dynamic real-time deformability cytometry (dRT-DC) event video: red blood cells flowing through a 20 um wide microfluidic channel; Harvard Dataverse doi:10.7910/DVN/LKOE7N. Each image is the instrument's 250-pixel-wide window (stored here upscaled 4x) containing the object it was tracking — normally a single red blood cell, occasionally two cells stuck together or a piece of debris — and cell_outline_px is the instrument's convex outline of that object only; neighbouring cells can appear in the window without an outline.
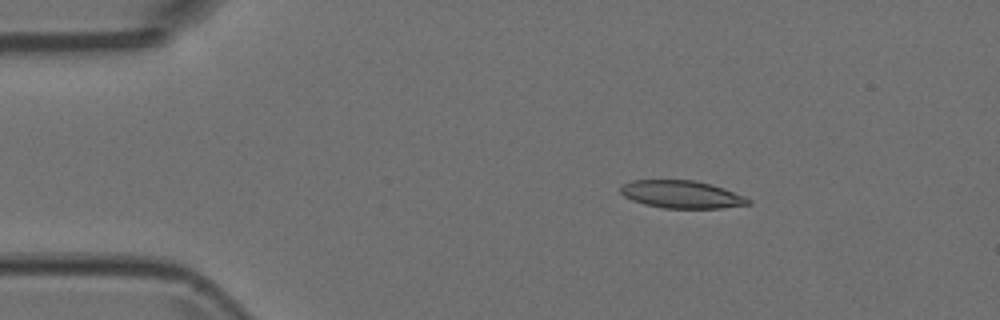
{"species": "Egyptian fruit bat (a non-hibernating species)", "species_latin": "Rousettus aegyptiacus", "temperature_condition": "room temperature", "stored_images_in_passage": 3, "camera_frame_rate_fps": 3000, "um_per_image_px": 0.085, "animal": {"sex": "female"}, "frame": {"image": 1, "passage_image": 1, "time_ms": 0.0, "image_size_px": [1000, 320], "cell_outline_px": [[752, 204], [720, 208], [664, 208], [644, 204], [632, 200], [624, 196], [620, 192], [620, 184], [632, 180], [696, 180], [712, 184], [724, 188], [744, 196], [752, 200]], "centroid_in_image_um": [57.94, 16.52], "position_along_channel_um": 27.1, "area_um2": 20.75}}
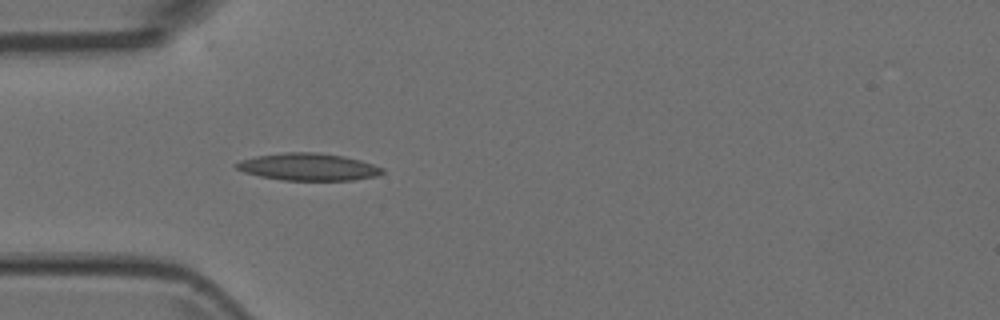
{"frame": {"image": 2, "passage_image": 3, "time_ms": 0.667, "image_size_px": [1000, 320], "cell_outline_px": [[384, 172], [376, 176], [352, 180], [280, 180], [260, 176], [244, 172], [236, 168], [236, 164], [240, 160], [256, 156], [284, 152], [316, 152], [344, 156], [360, 160], [384, 168]], "centroid_in_image_um": [26.2, 14.18], "position_along_channel_um": 58.8, "area_um2": 23.12}}